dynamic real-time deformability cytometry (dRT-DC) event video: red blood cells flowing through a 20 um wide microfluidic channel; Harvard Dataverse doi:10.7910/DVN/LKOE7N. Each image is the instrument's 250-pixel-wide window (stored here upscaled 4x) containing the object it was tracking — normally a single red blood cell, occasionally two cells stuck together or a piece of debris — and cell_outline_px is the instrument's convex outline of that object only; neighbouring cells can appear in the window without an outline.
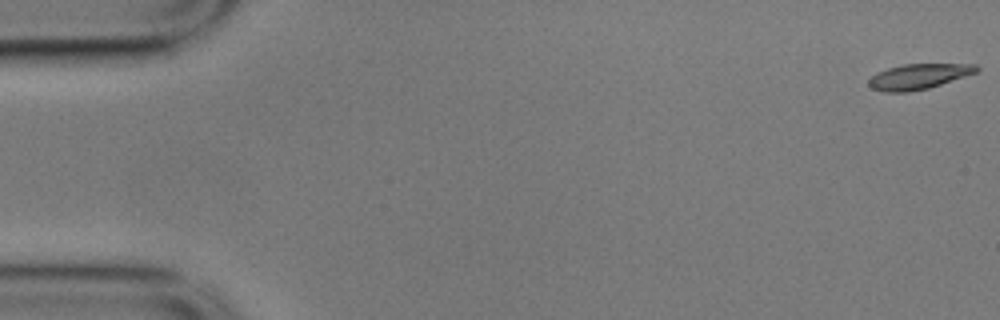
{"species": "common noctule bat (a hibernating species)", "species_latin": "Nyctalus noctula", "temperature_condition": "cold", "stored_images_in_passage": 13, "camera_frame_rate_fps": 3000, "um_per_image_px": 0.085, "animal": {"sex": "male", "body_mass_g": 17.9}, "frame": {"image": 1, "passage_image": 1, "time_ms": 0.0, "image_size_px": [1000, 320], "cell_outline_px": [[980, 68], [976, 72], [928, 88], [908, 92], [884, 92], [872, 88], [868, 84], [868, 80], [876, 72], [888, 68], [904, 64], [976, 64]], "centroid_in_image_um": [78.04, 6.5], "position_along_channel_um": 7.0, "area_um2": 15.72}}